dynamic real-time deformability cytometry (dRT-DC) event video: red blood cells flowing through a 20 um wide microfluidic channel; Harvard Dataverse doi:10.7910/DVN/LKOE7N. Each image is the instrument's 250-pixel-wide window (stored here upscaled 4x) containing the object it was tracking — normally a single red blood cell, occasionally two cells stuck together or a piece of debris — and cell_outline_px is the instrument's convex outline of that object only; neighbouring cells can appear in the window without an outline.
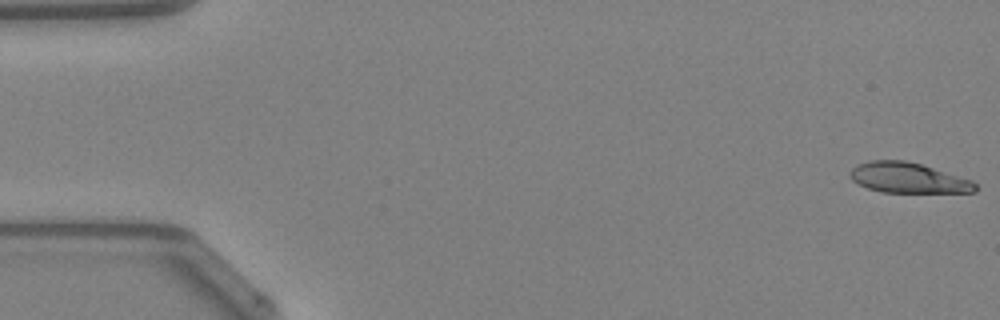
{"species": "Egyptian fruit bat (a non-hibernating species)", "species_latin": "Rousettus aegyptiacus", "temperature_condition": "warm", "stored_images_in_passage": 48, "camera_frame_rate_fps": 3000, "um_per_image_px": 0.085, "animal": {"sex": "female"}, "frame": {"image": 1, "passage_image": 1, "time_ms": 0.0, "image_size_px": [1000, 320], "cell_outline_px": [[976, 192], [884, 192], [868, 188], [852, 180], [852, 168], [856, 164], [868, 160], [904, 160], [920, 164], [972, 180], [976, 184]], "centroid_in_image_um": [77.19, 15.11], "position_along_channel_um": 7.8, "area_um2": 21.79}}
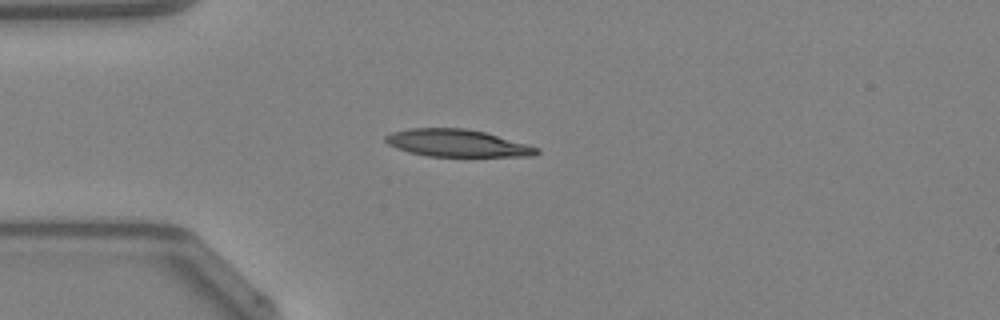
{"frame": {"image": 2, "passage_image": 13, "time_ms": 4.0, "image_size_px": [1000, 320], "cell_outline_px": [[540, 152], [536, 156], [428, 156], [408, 152], [396, 148], [388, 144], [384, 140], [384, 136], [392, 132], [412, 128], [464, 128], [484, 132], [528, 144], [540, 148]], "centroid_in_image_um": [38.86, 12.17], "position_along_channel_um": 46.1, "area_um2": 24.04}}
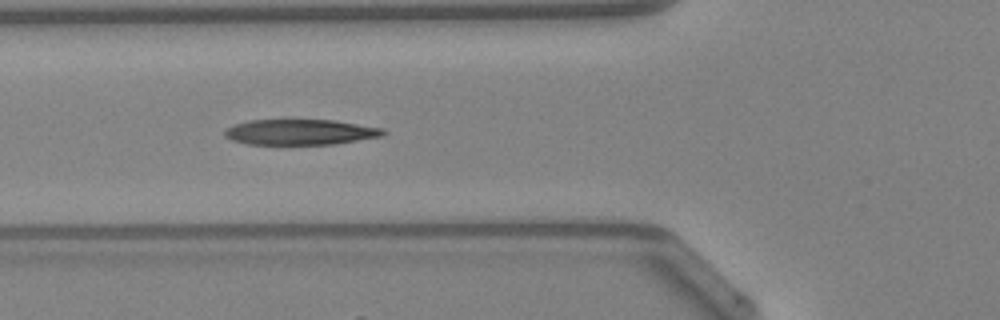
{"frame": {"image": 3, "passage_image": 18, "time_ms": 5.667, "image_size_px": [1000, 320], "cell_outline_px": [[388, 132], [380, 136], [332, 144], [248, 144], [232, 140], [224, 136], [224, 128], [248, 120], [332, 120], [384, 128]], "centroid_in_image_um": [25.48, 11.22], "position_along_channel_um": 100.3, "area_um2": 23.41}, "authors_computed_cell_mechanics": {"area_um2": 24.0448, "velocity_mm_per_s": 4.2708, "shape_relaxation_time_tau1_ms": 8.8096, "shape_relaxation_time_tau2_ms": 2.9145, "deformation_change_tau1": 0.2941, "deformation_change_tau2": 0.1278}}